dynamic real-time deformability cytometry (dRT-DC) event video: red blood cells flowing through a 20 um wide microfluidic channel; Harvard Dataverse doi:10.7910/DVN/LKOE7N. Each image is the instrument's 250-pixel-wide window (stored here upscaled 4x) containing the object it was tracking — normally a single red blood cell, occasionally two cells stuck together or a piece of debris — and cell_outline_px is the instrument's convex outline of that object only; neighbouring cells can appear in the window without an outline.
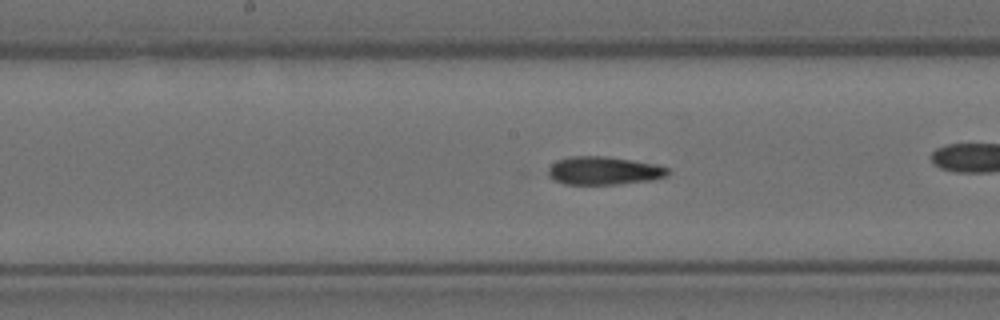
{"species": "Egyptian fruit bat (a non-hibernating species)", "species_latin": "Rousettus aegyptiacus", "temperature_condition": "room temperature", "stored_images_in_passage": 42, "camera_frame_rate_fps": 3000, "um_per_image_px": 0.085, "animal": {"sex": "female"}, "frame": {"image": 1, "passage_image": 13, "time_ms": 4.0, "image_size_px": [1000, 320], "cell_outline_px": [[672, 172], [668, 176], [652, 180], [620, 184], [564, 184], [552, 180], [548, 176], [548, 168], [556, 160], [572, 156], [604, 156], [632, 160], [656, 164], [668, 168]], "centroid_in_image_um": [51.33, 14.51], "position_along_channel_um": 196.9, "area_um2": 19.88}, "authors_computed_cell_mechanics": {"area_um2": 19.4786, "velocity_mm_per_s": 3.5878, "shape_relaxation_time_tau1_ms": 6.2762, "shape_relaxation_time_tau2_ms": 2.469, "deformation_change_tau1": 0.1614, "deformation_change_tau2": 0.0823}}